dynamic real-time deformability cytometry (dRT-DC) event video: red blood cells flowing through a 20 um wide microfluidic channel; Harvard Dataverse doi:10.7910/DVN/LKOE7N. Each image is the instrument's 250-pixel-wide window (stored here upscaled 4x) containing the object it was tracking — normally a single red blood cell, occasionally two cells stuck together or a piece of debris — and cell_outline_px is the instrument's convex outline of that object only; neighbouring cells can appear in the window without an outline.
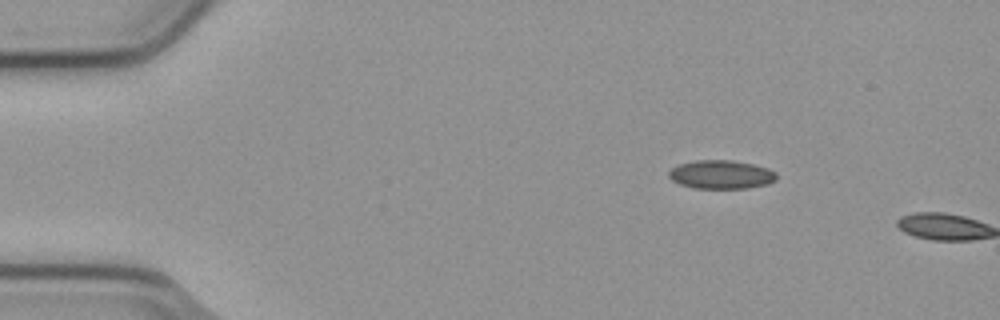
{"species": "common noctule bat (a hibernating species)", "species_latin": "Nyctalus noctula", "temperature_condition": "cold", "stored_images_in_passage": 2, "camera_frame_rate_fps": 3000, "um_per_image_px": 0.085, "animal": {"sex": "male", "body_mass_g": 23.1, "forearm_length_mm": 52.7}, "frame": {"image": 1, "passage_image": 1, "time_ms": 0.0, "image_size_px": [1000, 320], "cell_outline_px": [[776, 180], [768, 184], [748, 188], [692, 188], [680, 184], [672, 180], [668, 176], [668, 172], [672, 168], [680, 164], [696, 160], [732, 160], [752, 164], [768, 168], [776, 172]], "centroid_in_image_um": [61.3, 14.84], "position_along_channel_um": 23.7, "area_um2": 17.98}}